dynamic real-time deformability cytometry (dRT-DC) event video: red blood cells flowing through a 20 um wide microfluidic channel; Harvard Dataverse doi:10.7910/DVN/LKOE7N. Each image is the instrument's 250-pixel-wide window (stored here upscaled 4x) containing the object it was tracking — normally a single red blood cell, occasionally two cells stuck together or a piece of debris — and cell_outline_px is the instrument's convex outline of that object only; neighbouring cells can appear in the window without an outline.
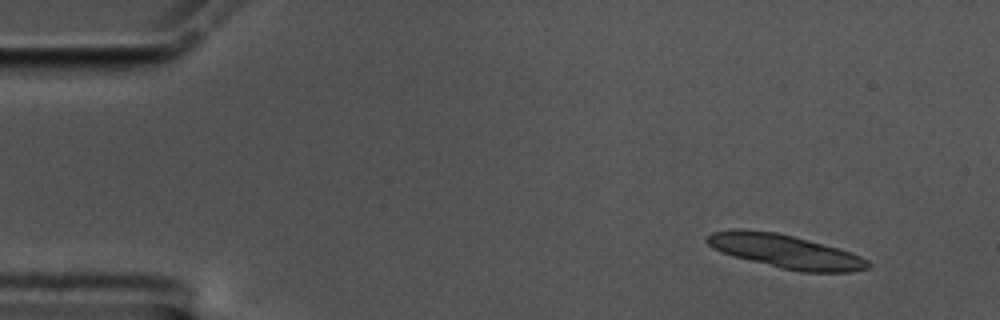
{"species": "common noctule bat (a hibernating species)", "species_latin": "Nyctalus noctula", "temperature_condition": "cold", "stored_images_in_passage": 12, "camera_frame_rate_fps": 3000, "um_per_image_px": 0.085, "animal": {"sex": "male", "body_mass_g": 17.5, "forearm_length_mm": 52.3}, "frame": {"image": 1, "passage_image": 1, "time_ms": 0.0, "image_size_px": [1000, 320], "cell_outline_px": [[872, 264], [868, 268], [852, 272], [804, 272], [780, 268], [736, 256], [712, 248], [704, 240], [704, 236], [712, 232], [732, 228], [744, 228], [776, 232], [840, 248], [852, 252], [868, 260]], "centroid_in_image_um": [66.75, 21.35], "position_along_channel_um": 18.2, "area_um2": 31.62}}